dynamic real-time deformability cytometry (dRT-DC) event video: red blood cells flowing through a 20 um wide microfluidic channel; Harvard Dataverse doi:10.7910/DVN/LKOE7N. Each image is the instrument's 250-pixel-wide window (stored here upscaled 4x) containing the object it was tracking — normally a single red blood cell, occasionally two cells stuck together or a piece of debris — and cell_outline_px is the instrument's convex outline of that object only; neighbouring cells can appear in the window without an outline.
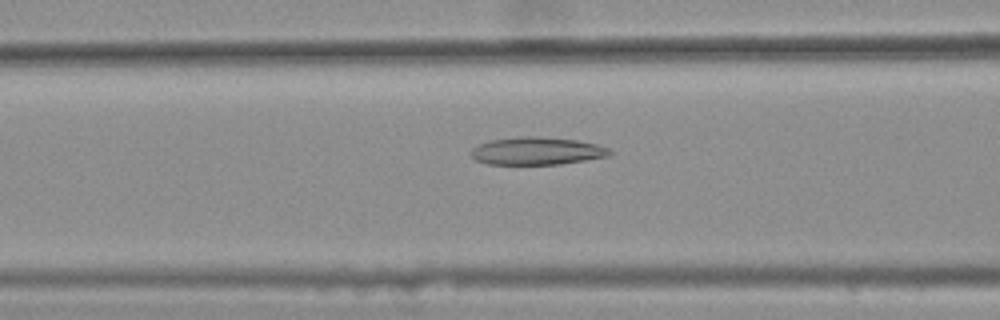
{"species": "common noctule bat (a hibernating species)", "species_latin": "Nyctalus noctula", "temperature_condition": "warm", "stored_images_in_passage": 37, "camera_frame_rate_fps": 3000, "um_per_image_px": 0.085, "animal": {"sex": "female", "body_mass_g": 25.1}, "frame": {"image": 1, "passage_image": 9, "time_ms": 2.667, "image_size_px": [1000, 320], "cell_outline_px": [[612, 152], [608, 156], [560, 164], [488, 164], [476, 160], [472, 156], [472, 148], [480, 144], [492, 140], [520, 136], [536, 136], [576, 140], [596, 144], [608, 148]], "centroid_in_image_um": [45.63, 12.83], "position_along_channel_um": 121.0, "area_um2": 22.08}}
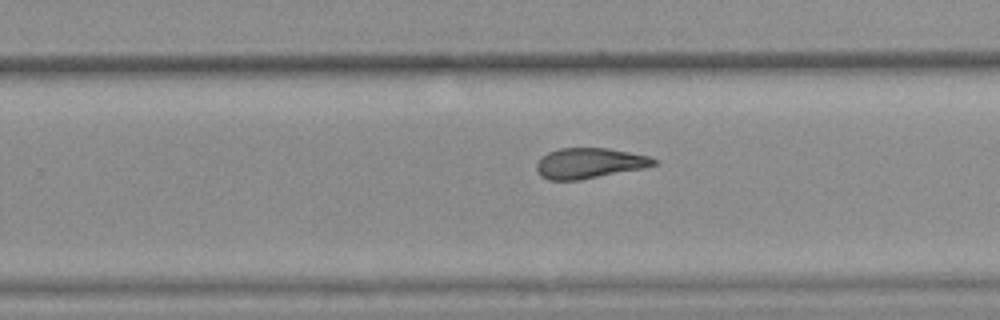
{"frame": {"image": 2, "passage_image": 22, "time_ms": 7.0, "image_size_px": [1000, 320], "cell_outline_px": [[660, 160], [656, 164], [644, 168], [580, 180], [548, 180], [540, 176], [536, 172], [536, 164], [548, 152], [560, 148], [608, 148], [648, 156]], "centroid_in_image_um": [50.09, 13.88], "position_along_channel_um": 279.7, "area_um2": 20.81}}
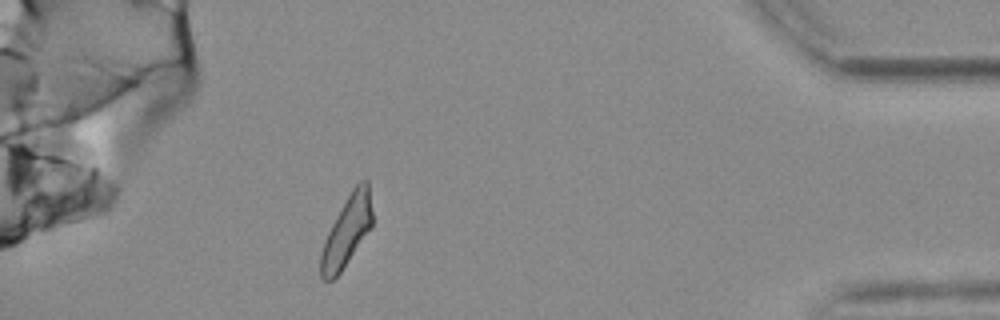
{"frame": {"image": 3, "passage_image": 36, "time_ms": 11.667, "image_size_px": [1000, 320], "cell_outline_px": [[372, 228], [340, 272], [332, 280], [324, 280], [320, 276], [320, 256], [324, 240], [336, 216], [352, 188], [360, 180], [368, 180], [372, 212]], "centroid_in_image_um": [29.49, 19.65], "position_along_channel_um": 405.7, "area_um2": 20.98}, "authors_computed_cell_mechanics": {"area_um2": 21.5594, "velocity_mm_per_s": 3.6714, "shape_relaxation_time_tau1_ms": null, "shape_relaxation_time_tau2_ms": 3.3623, "deformation_change_tau1": null, "deformation_change_tau2": 0.1276}}